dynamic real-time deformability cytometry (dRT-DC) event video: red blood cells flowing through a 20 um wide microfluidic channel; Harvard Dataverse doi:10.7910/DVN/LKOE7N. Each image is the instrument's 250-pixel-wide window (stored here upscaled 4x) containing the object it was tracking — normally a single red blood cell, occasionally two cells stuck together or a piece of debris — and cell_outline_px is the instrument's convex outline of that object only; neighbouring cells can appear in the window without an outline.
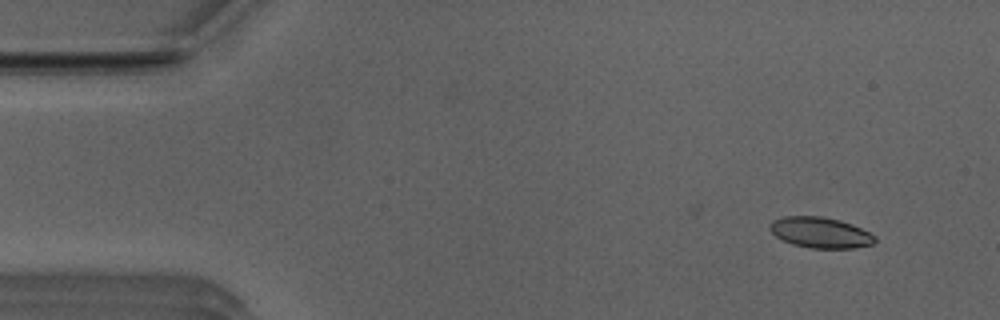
{"species": "Egyptian fruit bat (a non-hibernating species)", "species_latin": "Rousettus aegyptiacus", "temperature_condition": "room temperature", "stored_images_in_passage": 52, "camera_frame_rate_fps": 3000, "um_per_image_px": 0.085, "animal": {"sex": "male"}, "frame": {"image": 1, "passage_image": 5, "time_ms": 1.333, "image_size_px": [1000, 320], "cell_outline_px": [[876, 240], [872, 244], [856, 248], [808, 248], [792, 244], [776, 236], [768, 228], [768, 224], [772, 220], [784, 216], [824, 216], [840, 220], [852, 224], [876, 236]], "centroid_in_image_um": [69.71, 19.76], "position_along_channel_um": 15.3, "area_um2": 18.96}}
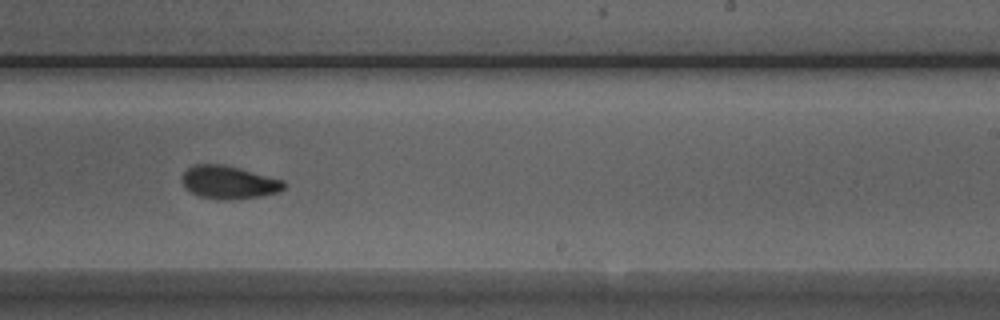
{"frame": {"image": 2, "passage_image": 32, "time_ms": 10.333, "image_size_px": [1000, 320], "cell_outline_px": [[288, 184], [280, 192], [260, 196], [228, 200], [220, 200], [200, 196], [184, 188], [180, 180], [180, 176], [192, 164], [224, 164], [240, 168], [284, 180]], "centroid_in_image_um": [19.44, 15.49], "position_along_channel_um": 269.6, "area_um2": 19.94}}
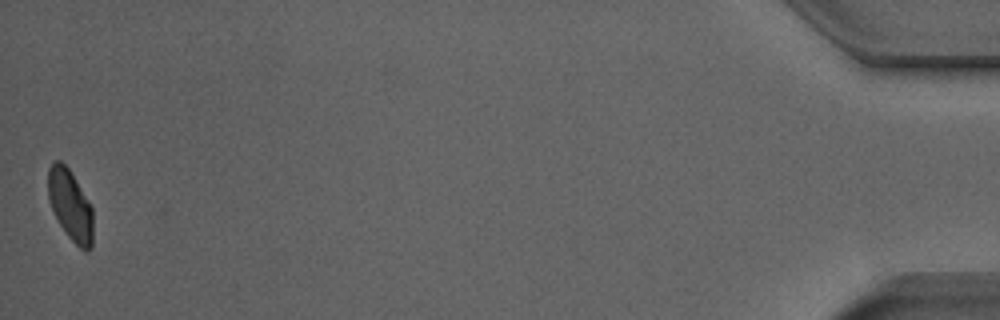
{"frame": {"image": 3, "passage_image": 52, "time_ms": 17.0, "image_size_px": [1000, 320], "cell_outline_px": [[92, 248], [88, 252], [84, 252], [68, 236], [60, 224], [48, 200], [48, 168], [56, 160], [60, 160], [68, 168], [92, 208]], "centroid_in_image_um": [5.97, 17.47], "position_along_channel_um": 429.2, "area_um2": 18.21}, "authors_computed_cell_mechanics": {"area_um2": 19.652, "velocity_mm_per_s": 3.9344, "shape_relaxation_time_tau1_ms": 5.0547, "shape_relaxation_time_tau2_ms": 1.828, "deformation_change_tau1": 0.1417, "deformation_change_tau2": 0.0606}}